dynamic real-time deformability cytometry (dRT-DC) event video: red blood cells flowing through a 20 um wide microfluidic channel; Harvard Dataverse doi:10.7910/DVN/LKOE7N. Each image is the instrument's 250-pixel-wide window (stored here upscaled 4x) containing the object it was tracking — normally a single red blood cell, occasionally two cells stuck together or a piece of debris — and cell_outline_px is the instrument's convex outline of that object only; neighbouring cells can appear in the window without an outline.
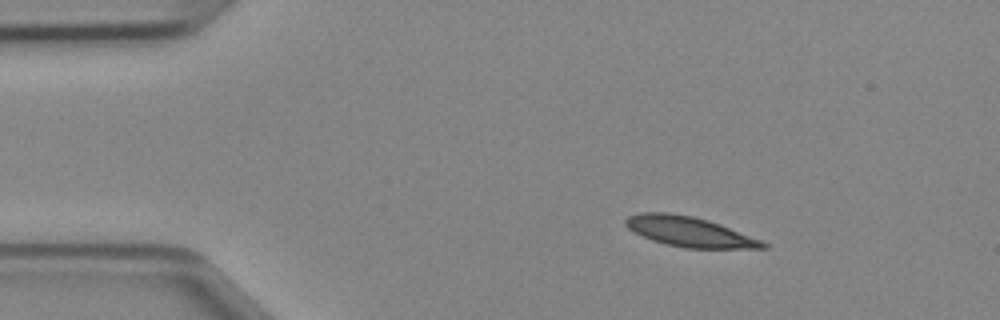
{"species": "Egyptian fruit bat (a non-hibernating species)", "species_latin": "Rousettus aegyptiacus", "temperature_condition": "cold", "stored_images_in_passage": 41, "camera_frame_rate_fps": 3000, "um_per_image_px": 0.085, "animal": {"sex": "female"}, "frame": {"image": 1, "passage_image": 1, "time_ms": 0.0, "image_size_px": [1000, 320], "cell_outline_px": [[768, 248], [684, 248], [652, 240], [628, 228], [624, 224], [624, 220], [628, 216], [640, 212], [668, 212], [692, 216], [708, 220], [720, 224], [760, 240], [768, 244]], "centroid_in_image_um": [58.57, 19.68], "position_along_channel_um": 26.4, "area_um2": 23.7}}
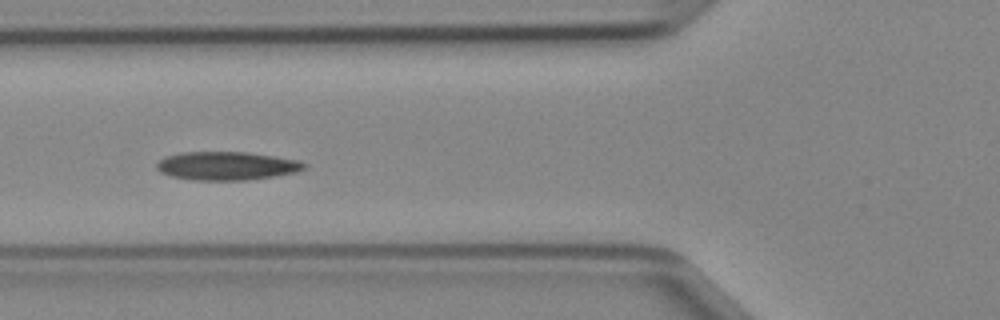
{"frame": {"image": 2, "passage_image": 11, "time_ms": 3.333, "image_size_px": [1000, 320], "cell_outline_px": [[308, 164], [304, 168], [296, 172], [276, 176], [248, 180], [192, 180], [172, 176], [160, 172], [156, 168], [156, 164], [164, 156], [184, 152], [248, 152], [300, 160]], "centroid_in_image_um": [19.28, 14.1], "position_along_channel_um": 106.5, "area_um2": 24.57}}
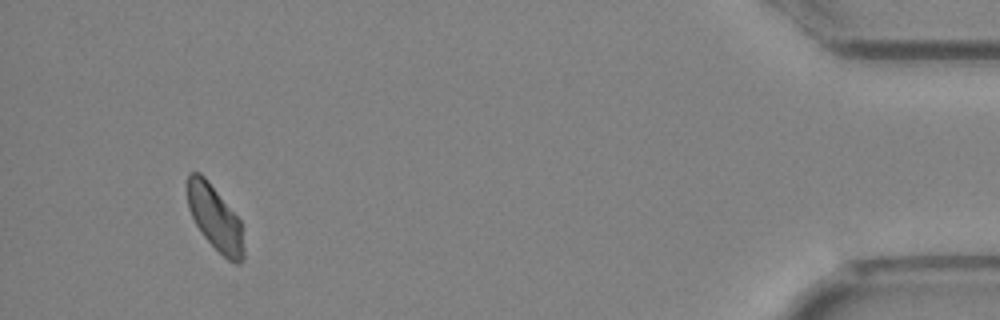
{"frame": {"image": 3, "passage_image": 38, "time_ms": 12.333, "image_size_px": [1000, 320], "cell_outline_px": [[244, 260], [240, 264], [236, 264], [228, 260], [204, 236], [196, 224], [188, 208], [188, 172], [200, 172], [208, 180], [240, 220], [244, 248]], "centroid_in_image_um": [18.29, 18.54], "position_along_channel_um": 416.9, "area_um2": 21.04}}